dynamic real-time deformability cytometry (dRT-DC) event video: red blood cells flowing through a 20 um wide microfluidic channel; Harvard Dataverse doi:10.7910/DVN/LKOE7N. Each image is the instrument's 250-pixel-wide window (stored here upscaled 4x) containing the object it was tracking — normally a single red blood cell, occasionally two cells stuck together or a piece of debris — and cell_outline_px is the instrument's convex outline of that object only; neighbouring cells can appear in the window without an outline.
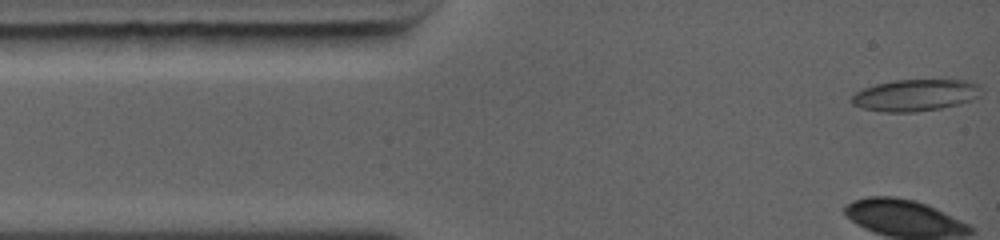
{"species": "common noctule bat (a hibernating species)", "species_latin": "Nyctalus noctula", "temperature_condition": "warm", "stored_images_in_passage": 5, "camera_frame_rate_fps": 5000, "um_per_image_px": 0.085, "animal": {"sex": "female", "body_mass_g": 19.0, "forearm_length_mm": 56.7}, "frame": {"image": 1, "passage_image": 1, "time_ms": 0.0, "image_size_px": [1000, 240], "cell_outline_px": [[980, 96], [972, 100], [940, 108], [916, 112], [884, 112], [860, 108], [852, 104], [852, 96], [856, 92], [864, 88], [876, 84], [896, 80], [968, 80], [976, 84], [980, 88]], "centroid_in_image_um": [77.78, 8.09], "position_along_channel_um": 7.2, "area_um2": 23.81}}